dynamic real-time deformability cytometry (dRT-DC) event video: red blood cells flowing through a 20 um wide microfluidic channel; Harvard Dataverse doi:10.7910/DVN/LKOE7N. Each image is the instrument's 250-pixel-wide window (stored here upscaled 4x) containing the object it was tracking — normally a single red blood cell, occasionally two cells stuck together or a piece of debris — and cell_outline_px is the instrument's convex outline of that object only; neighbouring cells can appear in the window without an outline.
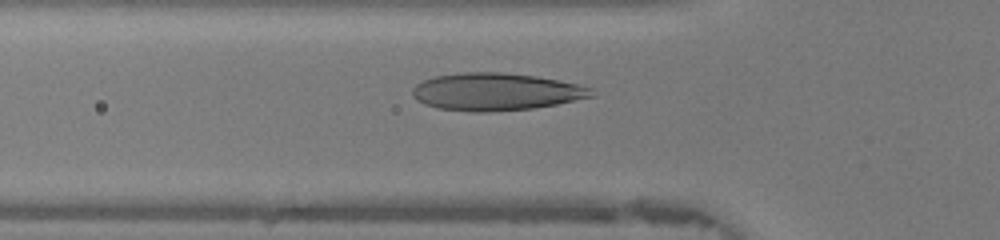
{"species": "human", "species_latin": "Homo sapiens", "temperature_condition": "warm", "stored_images_in_passage": 38, "camera_frame_rate_fps": 3000, "um_per_image_px": 0.085, "donor": {"sex": "female"}, "frame": {"image": 1, "passage_image": 14, "time_ms": 4.333, "image_size_px": [1000, 240], "cell_outline_px": [[596, 96], [556, 104], [532, 108], [488, 112], [472, 112], [436, 108], [424, 104], [416, 100], [412, 96], [412, 88], [416, 84], [424, 80], [436, 76], [464, 72], [500, 72], [536, 76], [560, 80], [592, 88]], "centroid_in_image_um": [42.14, 7.8], "position_along_channel_um": 83.7, "area_um2": 39.19}}
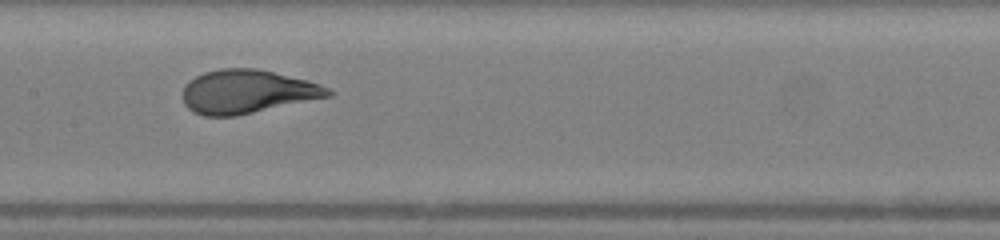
{"frame": {"image": 2, "passage_image": 21, "time_ms": 6.667, "image_size_px": [1000, 240], "cell_outline_px": [[336, 92], [332, 96], [236, 116], [204, 116], [192, 112], [184, 104], [184, 84], [196, 76], [204, 72], [220, 68], [256, 68], [308, 80], [320, 84]], "centroid_in_image_um": [21.03, 7.79], "position_along_channel_um": 186.4, "area_um2": 37.11}}
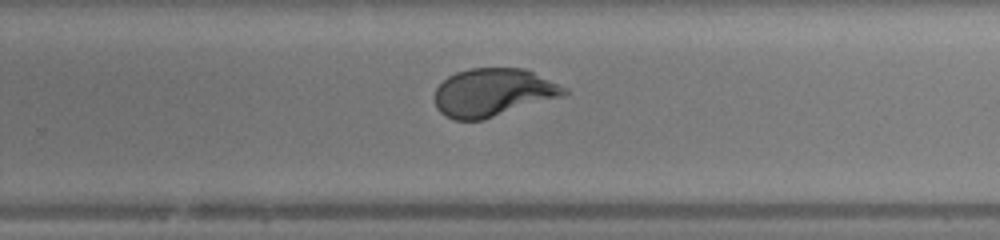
{"frame": {"image": 3, "passage_image": 28, "time_ms": 9.0, "image_size_px": [1000, 240], "cell_outline_px": [[568, 92], [564, 96], [484, 120], [452, 120], [444, 116], [436, 108], [436, 88], [448, 76], [456, 72], [472, 68], [524, 68], [568, 88]], "centroid_in_image_um": [41.92, 7.87], "position_along_channel_um": 287.9, "area_um2": 36.36}, "authors_computed_cell_mechanics": {"area_um2": 37.0787, "velocity_mm_per_s": 4.3864, "shape_relaxation_time_tau1_ms": 5.6538, "shape_relaxation_time_tau2_ms": null, "deformation_change_tau1": 0.2909, "deformation_change_tau2": null}}